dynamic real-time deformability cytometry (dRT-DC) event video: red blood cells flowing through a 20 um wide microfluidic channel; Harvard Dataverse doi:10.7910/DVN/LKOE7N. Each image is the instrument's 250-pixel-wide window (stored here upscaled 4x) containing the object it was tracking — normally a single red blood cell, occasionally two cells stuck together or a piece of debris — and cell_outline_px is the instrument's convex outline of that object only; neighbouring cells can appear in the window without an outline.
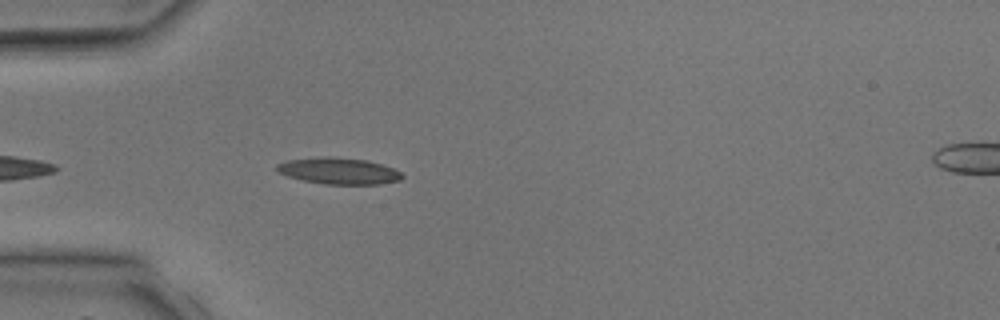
{"species": "common noctule bat (a hibernating species)", "species_latin": "Nyctalus noctula", "temperature_condition": "room temperature", "stored_images_in_passage": 4, "camera_frame_rate_fps": 3000, "um_per_image_px": 0.085, "animal": {"sex": "male", "body_mass_g": 17.9, "forearm_length_mm": 54.2}, "frame": {"image": 1, "passage_image": 3, "time_ms": 2.333, "image_size_px": [1000, 320], "cell_outline_px": [[404, 176], [400, 180], [380, 184], [324, 184], [300, 180], [288, 176], [280, 172], [276, 168], [276, 164], [288, 160], [324, 156], [328, 156], [368, 160], [392, 168], [400, 172]], "centroid_in_image_um": [28.78, 14.53], "position_along_channel_um": 56.2, "area_um2": 19.25}}